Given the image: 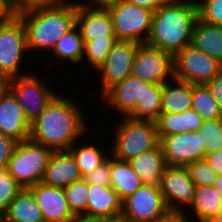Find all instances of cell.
Masks as SVG:
<instances>
[{"instance_id":"cell-1","label":"cell","mask_w":222,"mask_h":222,"mask_svg":"<svg viewBox=\"0 0 222 222\" xmlns=\"http://www.w3.org/2000/svg\"><path fill=\"white\" fill-rule=\"evenodd\" d=\"M78 103L63 93L56 94L30 123L29 139L54 151L68 150L75 142L81 143L80 139L89 133L90 121L83 113L82 102Z\"/></svg>"},{"instance_id":"cell-2","label":"cell","mask_w":222,"mask_h":222,"mask_svg":"<svg viewBox=\"0 0 222 222\" xmlns=\"http://www.w3.org/2000/svg\"><path fill=\"white\" fill-rule=\"evenodd\" d=\"M17 15L25 26L30 54L42 52L45 57L61 37L76 26V2L68 0L57 6L23 10Z\"/></svg>"},{"instance_id":"cell-3","label":"cell","mask_w":222,"mask_h":222,"mask_svg":"<svg viewBox=\"0 0 222 222\" xmlns=\"http://www.w3.org/2000/svg\"><path fill=\"white\" fill-rule=\"evenodd\" d=\"M197 18L196 0H169L153 12L151 32L146 43L174 56L190 45Z\"/></svg>"},{"instance_id":"cell-4","label":"cell","mask_w":222,"mask_h":222,"mask_svg":"<svg viewBox=\"0 0 222 222\" xmlns=\"http://www.w3.org/2000/svg\"><path fill=\"white\" fill-rule=\"evenodd\" d=\"M119 122L115 123L111 139L109 155L114 158L129 161L131 158L141 153L155 148L159 143L158 132L155 121L135 120L127 116L118 118ZM114 140V141H113Z\"/></svg>"},{"instance_id":"cell-5","label":"cell","mask_w":222,"mask_h":222,"mask_svg":"<svg viewBox=\"0 0 222 222\" xmlns=\"http://www.w3.org/2000/svg\"><path fill=\"white\" fill-rule=\"evenodd\" d=\"M53 152V149L30 139L18 142L7 169L23 188H28L42 181Z\"/></svg>"},{"instance_id":"cell-6","label":"cell","mask_w":222,"mask_h":222,"mask_svg":"<svg viewBox=\"0 0 222 222\" xmlns=\"http://www.w3.org/2000/svg\"><path fill=\"white\" fill-rule=\"evenodd\" d=\"M111 16L117 40L146 43L151 32L152 10L118 0L105 7Z\"/></svg>"},{"instance_id":"cell-7","label":"cell","mask_w":222,"mask_h":222,"mask_svg":"<svg viewBox=\"0 0 222 222\" xmlns=\"http://www.w3.org/2000/svg\"><path fill=\"white\" fill-rule=\"evenodd\" d=\"M26 52L29 54L26 29L22 19L16 14L11 20L0 23V72L9 78L31 73L32 71L20 70L24 69L22 67Z\"/></svg>"},{"instance_id":"cell-8","label":"cell","mask_w":222,"mask_h":222,"mask_svg":"<svg viewBox=\"0 0 222 222\" xmlns=\"http://www.w3.org/2000/svg\"><path fill=\"white\" fill-rule=\"evenodd\" d=\"M34 72L36 71L27 75L10 78L9 81V90L23 108L24 115L30 123L58 93L57 90L50 87V83L45 78L43 81V78L36 76ZM45 81L47 84H45Z\"/></svg>"},{"instance_id":"cell-9","label":"cell","mask_w":222,"mask_h":222,"mask_svg":"<svg viewBox=\"0 0 222 222\" xmlns=\"http://www.w3.org/2000/svg\"><path fill=\"white\" fill-rule=\"evenodd\" d=\"M222 70V63L191 44L173 56L174 78L191 84H205Z\"/></svg>"},{"instance_id":"cell-10","label":"cell","mask_w":222,"mask_h":222,"mask_svg":"<svg viewBox=\"0 0 222 222\" xmlns=\"http://www.w3.org/2000/svg\"><path fill=\"white\" fill-rule=\"evenodd\" d=\"M130 75L146 82L163 85L174 77L173 56L147 43L139 44Z\"/></svg>"},{"instance_id":"cell-11","label":"cell","mask_w":222,"mask_h":222,"mask_svg":"<svg viewBox=\"0 0 222 222\" xmlns=\"http://www.w3.org/2000/svg\"><path fill=\"white\" fill-rule=\"evenodd\" d=\"M167 210L160 186L143 184L122 201L121 218L126 222H154Z\"/></svg>"},{"instance_id":"cell-12","label":"cell","mask_w":222,"mask_h":222,"mask_svg":"<svg viewBox=\"0 0 222 222\" xmlns=\"http://www.w3.org/2000/svg\"><path fill=\"white\" fill-rule=\"evenodd\" d=\"M139 43L118 40L99 69L95 71L100 77V97L111 87L125 80L131 73L133 59Z\"/></svg>"},{"instance_id":"cell-13","label":"cell","mask_w":222,"mask_h":222,"mask_svg":"<svg viewBox=\"0 0 222 222\" xmlns=\"http://www.w3.org/2000/svg\"><path fill=\"white\" fill-rule=\"evenodd\" d=\"M160 145L167 166L183 167L206 156L199 131L163 136Z\"/></svg>"},{"instance_id":"cell-14","label":"cell","mask_w":222,"mask_h":222,"mask_svg":"<svg viewBox=\"0 0 222 222\" xmlns=\"http://www.w3.org/2000/svg\"><path fill=\"white\" fill-rule=\"evenodd\" d=\"M160 189L168 210L185 211L195 198V184L184 167L167 166L161 176Z\"/></svg>"},{"instance_id":"cell-15","label":"cell","mask_w":222,"mask_h":222,"mask_svg":"<svg viewBox=\"0 0 222 222\" xmlns=\"http://www.w3.org/2000/svg\"><path fill=\"white\" fill-rule=\"evenodd\" d=\"M28 189L41 208L44 222H68L74 216L67 202L64 188L39 182Z\"/></svg>"},{"instance_id":"cell-16","label":"cell","mask_w":222,"mask_h":222,"mask_svg":"<svg viewBox=\"0 0 222 222\" xmlns=\"http://www.w3.org/2000/svg\"><path fill=\"white\" fill-rule=\"evenodd\" d=\"M147 82L141 80L133 75H129L122 82L111 87L101 98L100 103L103 102L115 110L118 115L127 116L137 104V100L141 99L143 94V87Z\"/></svg>"},{"instance_id":"cell-17","label":"cell","mask_w":222,"mask_h":222,"mask_svg":"<svg viewBox=\"0 0 222 222\" xmlns=\"http://www.w3.org/2000/svg\"><path fill=\"white\" fill-rule=\"evenodd\" d=\"M76 26L83 41L116 36L109 11L102 7H87L76 3Z\"/></svg>"},{"instance_id":"cell-18","label":"cell","mask_w":222,"mask_h":222,"mask_svg":"<svg viewBox=\"0 0 222 222\" xmlns=\"http://www.w3.org/2000/svg\"><path fill=\"white\" fill-rule=\"evenodd\" d=\"M29 129L30 122L26 119L23 108L8 90L0 96V132L21 142L29 139Z\"/></svg>"},{"instance_id":"cell-19","label":"cell","mask_w":222,"mask_h":222,"mask_svg":"<svg viewBox=\"0 0 222 222\" xmlns=\"http://www.w3.org/2000/svg\"><path fill=\"white\" fill-rule=\"evenodd\" d=\"M82 178L73 155L68 150H60L52 153L41 182L45 185L65 188Z\"/></svg>"},{"instance_id":"cell-20","label":"cell","mask_w":222,"mask_h":222,"mask_svg":"<svg viewBox=\"0 0 222 222\" xmlns=\"http://www.w3.org/2000/svg\"><path fill=\"white\" fill-rule=\"evenodd\" d=\"M122 201L111 186L89 184L85 215L106 220L121 218Z\"/></svg>"},{"instance_id":"cell-21","label":"cell","mask_w":222,"mask_h":222,"mask_svg":"<svg viewBox=\"0 0 222 222\" xmlns=\"http://www.w3.org/2000/svg\"><path fill=\"white\" fill-rule=\"evenodd\" d=\"M128 162L144 184L160 186L161 176L167 167L160 143L155 148L131 158Z\"/></svg>"},{"instance_id":"cell-22","label":"cell","mask_w":222,"mask_h":222,"mask_svg":"<svg viewBox=\"0 0 222 222\" xmlns=\"http://www.w3.org/2000/svg\"><path fill=\"white\" fill-rule=\"evenodd\" d=\"M221 208L222 194L214 186H195L194 201L185 212L192 220L194 217L193 222H200L214 220Z\"/></svg>"},{"instance_id":"cell-23","label":"cell","mask_w":222,"mask_h":222,"mask_svg":"<svg viewBox=\"0 0 222 222\" xmlns=\"http://www.w3.org/2000/svg\"><path fill=\"white\" fill-rule=\"evenodd\" d=\"M190 44L222 63V26L197 18L192 29Z\"/></svg>"},{"instance_id":"cell-24","label":"cell","mask_w":222,"mask_h":222,"mask_svg":"<svg viewBox=\"0 0 222 222\" xmlns=\"http://www.w3.org/2000/svg\"><path fill=\"white\" fill-rule=\"evenodd\" d=\"M202 117L193 109L180 113H161L155 120L159 139L163 136L198 131Z\"/></svg>"},{"instance_id":"cell-25","label":"cell","mask_w":222,"mask_h":222,"mask_svg":"<svg viewBox=\"0 0 222 222\" xmlns=\"http://www.w3.org/2000/svg\"><path fill=\"white\" fill-rule=\"evenodd\" d=\"M192 108V84L172 78L163 84L161 113H180Z\"/></svg>"},{"instance_id":"cell-26","label":"cell","mask_w":222,"mask_h":222,"mask_svg":"<svg viewBox=\"0 0 222 222\" xmlns=\"http://www.w3.org/2000/svg\"><path fill=\"white\" fill-rule=\"evenodd\" d=\"M3 222H44L41 208L28 188H22L10 202Z\"/></svg>"},{"instance_id":"cell-27","label":"cell","mask_w":222,"mask_h":222,"mask_svg":"<svg viewBox=\"0 0 222 222\" xmlns=\"http://www.w3.org/2000/svg\"><path fill=\"white\" fill-rule=\"evenodd\" d=\"M110 177V186L117 192L121 201L144 184L128 161L116 159L112 155H110Z\"/></svg>"},{"instance_id":"cell-28","label":"cell","mask_w":222,"mask_h":222,"mask_svg":"<svg viewBox=\"0 0 222 222\" xmlns=\"http://www.w3.org/2000/svg\"><path fill=\"white\" fill-rule=\"evenodd\" d=\"M88 136L89 135L87 134L85 135V138H87L86 142L88 144L85 142L86 139L83 137L82 141L84 142L81 144L75 142V144L68 149V151L73 155L82 177L91 173L94 169L105 162L108 159V153L110 152V145H108L109 147H107V149L101 148L99 145L96 146V143H93L94 140L90 142ZM106 150H108V152Z\"/></svg>"},{"instance_id":"cell-29","label":"cell","mask_w":222,"mask_h":222,"mask_svg":"<svg viewBox=\"0 0 222 222\" xmlns=\"http://www.w3.org/2000/svg\"><path fill=\"white\" fill-rule=\"evenodd\" d=\"M162 87V84L147 82L143 87L141 99L137 100L136 107L127 117L155 121L161 114Z\"/></svg>"},{"instance_id":"cell-30","label":"cell","mask_w":222,"mask_h":222,"mask_svg":"<svg viewBox=\"0 0 222 222\" xmlns=\"http://www.w3.org/2000/svg\"><path fill=\"white\" fill-rule=\"evenodd\" d=\"M83 48L84 42L80 30L75 26L61 37L52 52L45 57V59L48 57L50 59L53 56L52 58L55 57L54 59H57L56 61L61 60L62 63L65 61L66 63L70 62L72 65L75 64L74 66H76V64L80 66L79 64H82L83 59Z\"/></svg>"},{"instance_id":"cell-31","label":"cell","mask_w":222,"mask_h":222,"mask_svg":"<svg viewBox=\"0 0 222 222\" xmlns=\"http://www.w3.org/2000/svg\"><path fill=\"white\" fill-rule=\"evenodd\" d=\"M116 36H105V38H94L92 40L83 41V59L82 64L85 63L91 68V71H96L104 63L108 53L117 42Z\"/></svg>"},{"instance_id":"cell-32","label":"cell","mask_w":222,"mask_h":222,"mask_svg":"<svg viewBox=\"0 0 222 222\" xmlns=\"http://www.w3.org/2000/svg\"><path fill=\"white\" fill-rule=\"evenodd\" d=\"M203 121L221 119L222 114L205 84H192V108Z\"/></svg>"},{"instance_id":"cell-33","label":"cell","mask_w":222,"mask_h":222,"mask_svg":"<svg viewBox=\"0 0 222 222\" xmlns=\"http://www.w3.org/2000/svg\"><path fill=\"white\" fill-rule=\"evenodd\" d=\"M65 195L72 213L85 214L89 184L82 178L64 188Z\"/></svg>"},{"instance_id":"cell-34","label":"cell","mask_w":222,"mask_h":222,"mask_svg":"<svg viewBox=\"0 0 222 222\" xmlns=\"http://www.w3.org/2000/svg\"><path fill=\"white\" fill-rule=\"evenodd\" d=\"M198 131L202 136L205 154L222 149V118L203 121Z\"/></svg>"},{"instance_id":"cell-35","label":"cell","mask_w":222,"mask_h":222,"mask_svg":"<svg viewBox=\"0 0 222 222\" xmlns=\"http://www.w3.org/2000/svg\"><path fill=\"white\" fill-rule=\"evenodd\" d=\"M195 186H213L218 174L206 159L183 166Z\"/></svg>"},{"instance_id":"cell-36","label":"cell","mask_w":222,"mask_h":222,"mask_svg":"<svg viewBox=\"0 0 222 222\" xmlns=\"http://www.w3.org/2000/svg\"><path fill=\"white\" fill-rule=\"evenodd\" d=\"M22 188L7 168L0 169V212L2 214Z\"/></svg>"},{"instance_id":"cell-37","label":"cell","mask_w":222,"mask_h":222,"mask_svg":"<svg viewBox=\"0 0 222 222\" xmlns=\"http://www.w3.org/2000/svg\"><path fill=\"white\" fill-rule=\"evenodd\" d=\"M196 3L200 20L222 26V0H196Z\"/></svg>"},{"instance_id":"cell-38","label":"cell","mask_w":222,"mask_h":222,"mask_svg":"<svg viewBox=\"0 0 222 222\" xmlns=\"http://www.w3.org/2000/svg\"><path fill=\"white\" fill-rule=\"evenodd\" d=\"M83 179L88 184L100 185V186H110V156L103 162L100 166L94 169L91 173L85 175Z\"/></svg>"},{"instance_id":"cell-39","label":"cell","mask_w":222,"mask_h":222,"mask_svg":"<svg viewBox=\"0 0 222 222\" xmlns=\"http://www.w3.org/2000/svg\"><path fill=\"white\" fill-rule=\"evenodd\" d=\"M19 141L0 132V169L8 167L9 160Z\"/></svg>"},{"instance_id":"cell-40","label":"cell","mask_w":222,"mask_h":222,"mask_svg":"<svg viewBox=\"0 0 222 222\" xmlns=\"http://www.w3.org/2000/svg\"><path fill=\"white\" fill-rule=\"evenodd\" d=\"M16 13L23 10L38 8V7H48L57 6L68 0H12Z\"/></svg>"},{"instance_id":"cell-41","label":"cell","mask_w":222,"mask_h":222,"mask_svg":"<svg viewBox=\"0 0 222 222\" xmlns=\"http://www.w3.org/2000/svg\"><path fill=\"white\" fill-rule=\"evenodd\" d=\"M205 86L217 102L220 113L222 114V70L210 81L206 82Z\"/></svg>"},{"instance_id":"cell-42","label":"cell","mask_w":222,"mask_h":222,"mask_svg":"<svg viewBox=\"0 0 222 222\" xmlns=\"http://www.w3.org/2000/svg\"><path fill=\"white\" fill-rule=\"evenodd\" d=\"M154 222H193L187 213L182 210H167Z\"/></svg>"},{"instance_id":"cell-43","label":"cell","mask_w":222,"mask_h":222,"mask_svg":"<svg viewBox=\"0 0 222 222\" xmlns=\"http://www.w3.org/2000/svg\"><path fill=\"white\" fill-rule=\"evenodd\" d=\"M16 14L12 0H0V23L11 20Z\"/></svg>"},{"instance_id":"cell-44","label":"cell","mask_w":222,"mask_h":222,"mask_svg":"<svg viewBox=\"0 0 222 222\" xmlns=\"http://www.w3.org/2000/svg\"><path fill=\"white\" fill-rule=\"evenodd\" d=\"M205 159L218 175H222V149L206 154Z\"/></svg>"},{"instance_id":"cell-45","label":"cell","mask_w":222,"mask_h":222,"mask_svg":"<svg viewBox=\"0 0 222 222\" xmlns=\"http://www.w3.org/2000/svg\"><path fill=\"white\" fill-rule=\"evenodd\" d=\"M124 1L155 11L162 5L166 4L169 0H124Z\"/></svg>"},{"instance_id":"cell-46","label":"cell","mask_w":222,"mask_h":222,"mask_svg":"<svg viewBox=\"0 0 222 222\" xmlns=\"http://www.w3.org/2000/svg\"><path fill=\"white\" fill-rule=\"evenodd\" d=\"M118 0H80L75 1L77 4L87 6V7H102L105 8L113 3H116ZM81 2V3H80Z\"/></svg>"},{"instance_id":"cell-47","label":"cell","mask_w":222,"mask_h":222,"mask_svg":"<svg viewBox=\"0 0 222 222\" xmlns=\"http://www.w3.org/2000/svg\"><path fill=\"white\" fill-rule=\"evenodd\" d=\"M101 217L89 216L85 214H75L68 222H105Z\"/></svg>"},{"instance_id":"cell-48","label":"cell","mask_w":222,"mask_h":222,"mask_svg":"<svg viewBox=\"0 0 222 222\" xmlns=\"http://www.w3.org/2000/svg\"><path fill=\"white\" fill-rule=\"evenodd\" d=\"M10 78L3 72H0V96H3L9 90Z\"/></svg>"},{"instance_id":"cell-49","label":"cell","mask_w":222,"mask_h":222,"mask_svg":"<svg viewBox=\"0 0 222 222\" xmlns=\"http://www.w3.org/2000/svg\"><path fill=\"white\" fill-rule=\"evenodd\" d=\"M213 186L217 189L219 193L222 194V175H218L216 180L214 181Z\"/></svg>"},{"instance_id":"cell-50","label":"cell","mask_w":222,"mask_h":222,"mask_svg":"<svg viewBox=\"0 0 222 222\" xmlns=\"http://www.w3.org/2000/svg\"><path fill=\"white\" fill-rule=\"evenodd\" d=\"M105 222H126V221L122 218H118V219H113V220H106Z\"/></svg>"},{"instance_id":"cell-51","label":"cell","mask_w":222,"mask_h":222,"mask_svg":"<svg viewBox=\"0 0 222 222\" xmlns=\"http://www.w3.org/2000/svg\"><path fill=\"white\" fill-rule=\"evenodd\" d=\"M214 220H222V208L220 209L217 217Z\"/></svg>"},{"instance_id":"cell-52","label":"cell","mask_w":222,"mask_h":222,"mask_svg":"<svg viewBox=\"0 0 222 222\" xmlns=\"http://www.w3.org/2000/svg\"><path fill=\"white\" fill-rule=\"evenodd\" d=\"M200 222H217L215 220H203V221H200Z\"/></svg>"},{"instance_id":"cell-53","label":"cell","mask_w":222,"mask_h":222,"mask_svg":"<svg viewBox=\"0 0 222 222\" xmlns=\"http://www.w3.org/2000/svg\"><path fill=\"white\" fill-rule=\"evenodd\" d=\"M0 222H3V214L0 212Z\"/></svg>"}]
</instances>
